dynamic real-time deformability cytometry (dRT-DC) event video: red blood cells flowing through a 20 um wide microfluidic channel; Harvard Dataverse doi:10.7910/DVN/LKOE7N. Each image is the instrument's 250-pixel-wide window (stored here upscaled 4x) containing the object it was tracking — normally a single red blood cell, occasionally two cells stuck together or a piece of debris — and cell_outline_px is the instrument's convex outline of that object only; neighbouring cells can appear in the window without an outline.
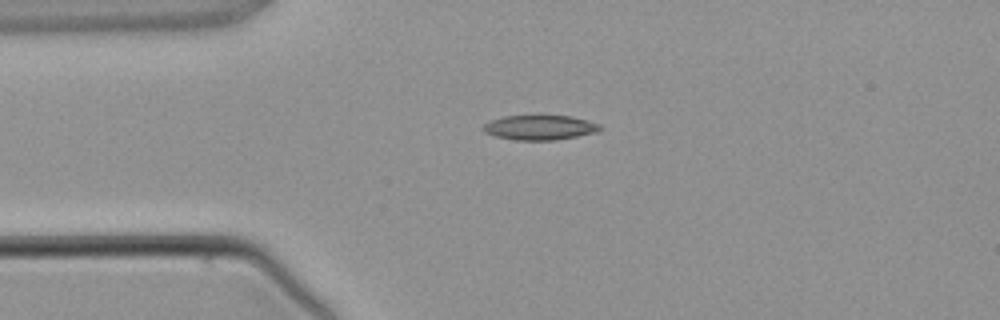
{"species": "common noctule bat (a hibernating species)", "species_latin": "Nyctalus noctula", "temperature_condition": "warm", "stored_images_in_passage": 2, "camera_frame_rate_fps": 3000, "um_per_image_px": 0.085, "animal": {"sex": "male", "body_mass_g": 21.5, "forearm_length_mm": 52.0}, "frame": {"image": 1, "passage_image": 2, "time_ms": 1.333, "image_size_px": [1000, 320], "cell_outline_px": [[600, 128], [596, 132], [556, 140], [516, 140], [496, 136], [484, 132], [484, 124], [492, 120], [504, 116], [540, 112], [572, 116], [600, 124]], "centroid_in_image_um": [45.87, 10.78], "position_along_channel_um": 39.1, "area_um2": 17.51}}